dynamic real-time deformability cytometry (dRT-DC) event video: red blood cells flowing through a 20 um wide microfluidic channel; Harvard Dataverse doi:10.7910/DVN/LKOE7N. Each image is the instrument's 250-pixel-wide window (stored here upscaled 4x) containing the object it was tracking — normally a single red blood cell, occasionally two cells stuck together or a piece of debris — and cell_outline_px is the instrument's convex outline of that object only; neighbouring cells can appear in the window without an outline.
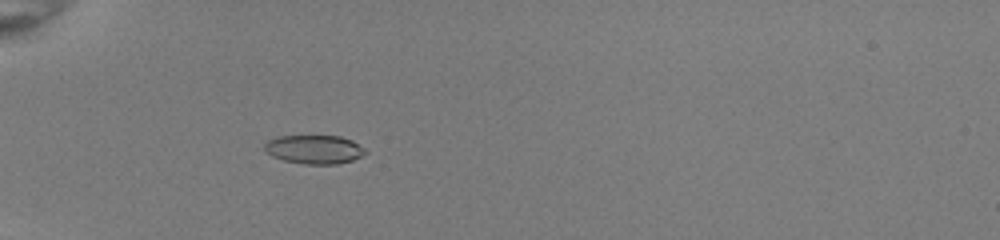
{"species": "common noctule bat (a hibernating species)", "species_latin": "Nyctalus noctula", "temperature_condition": "room temperature", "stored_images_in_passage": 35, "camera_frame_rate_fps": 3000, "um_per_image_px": 0.085, "animal": {"sex": "female", "body_mass_g": 22.0, "forearm_length_mm": 56.7}, "frame": {"image": 1, "passage_image": 1, "time_ms": 0.0, "image_size_px": [1000, 240], "cell_outline_px": [[368, 152], [352, 160], [336, 164], [304, 164], [284, 160], [272, 156], [264, 152], [264, 144], [268, 140], [276, 136], [340, 136], [352, 140], [364, 148]], "centroid_in_image_um": [26.68, 12.69], "position_along_channel_um": 58.3, "area_um2": 16.94}}
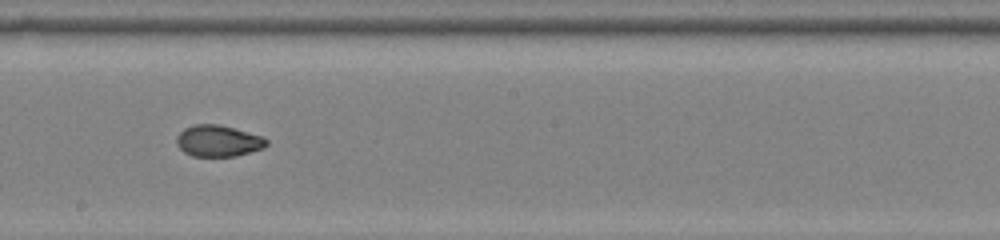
{"frame": {"image": 2, "passage_image": 15, "time_ms": 4.667, "image_size_px": [1000, 240], "cell_outline_px": [[268, 144], [264, 148], [236, 156], [192, 156], [184, 152], [176, 144], [176, 136], [184, 128], [192, 124], [220, 124], [260, 136], [268, 140]], "centroid_in_image_um": [18.52, 11.97], "position_along_channel_um": 229.7, "area_um2": 16.47}}
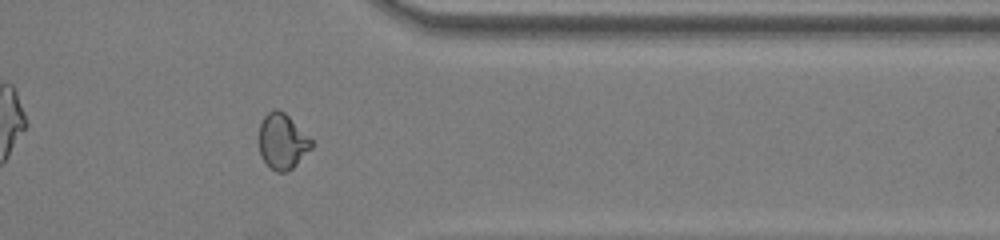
{"frame": {"image": 3, "passage_image": 27, "time_ms": 8.667, "image_size_px": [1000, 240], "cell_outline_px": [[316, 144], [292, 168], [284, 172], [276, 172], [260, 156], [260, 120], [268, 112], [276, 108], [284, 112]], "centroid_in_image_um": [24.01, 12.01], "position_along_channel_um": 387.4, "area_um2": 16.76}, "authors_computed_cell_mechanics": {"area_um2": 16.762, "velocity_mm_per_s": 4.0229, "shape_relaxation_time_tau1_ms": null, "shape_relaxation_time_tau2_ms": 1.3325, "deformation_change_tau1": null, "deformation_change_tau2": 0.0444}}